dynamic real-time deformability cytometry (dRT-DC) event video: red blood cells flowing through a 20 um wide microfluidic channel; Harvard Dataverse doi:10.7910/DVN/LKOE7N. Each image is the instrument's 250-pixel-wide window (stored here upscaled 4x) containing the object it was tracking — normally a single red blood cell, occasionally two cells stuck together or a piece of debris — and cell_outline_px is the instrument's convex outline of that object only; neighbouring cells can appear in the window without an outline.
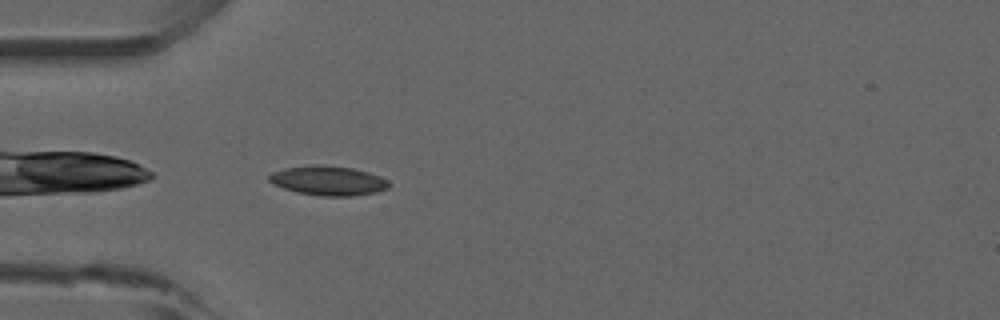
{"species": "common noctule bat (a hibernating species)", "species_latin": "Nyctalus noctula", "temperature_condition": "room temperature", "stored_images_in_passage": 38, "camera_frame_rate_fps": 3000, "um_per_image_px": 0.085, "animal": {"sex": "male", "forearm_length_mm": 52.5}, "frame": {"image": 1, "passage_image": 1, "time_ms": 0.0, "image_size_px": [1000, 320], "cell_outline_px": [[388, 188], [376, 192], [352, 196], [320, 196], [296, 192], [284, 188], [268, 180], [268, 176], [272, 172], [284, 168], [316, 164], [352, 168], [368, 172], [380, 176], [388, 180]], "centroid_in_image_um": [27.89, 15.35], "position_along_channel_um": 57.1, "area_um2": 20.46}, "authors_computed_cell_mechanics": {"area_um2": 20.519, "velocity_mm_per_s": 3.8935, "shape_relaxation_time_tau1_ms": null, "shape_relaxation_time_tau2_ms": 2.9392, "deformation_change_tau1": null, "deformation_change_tau2": 0.0781}}